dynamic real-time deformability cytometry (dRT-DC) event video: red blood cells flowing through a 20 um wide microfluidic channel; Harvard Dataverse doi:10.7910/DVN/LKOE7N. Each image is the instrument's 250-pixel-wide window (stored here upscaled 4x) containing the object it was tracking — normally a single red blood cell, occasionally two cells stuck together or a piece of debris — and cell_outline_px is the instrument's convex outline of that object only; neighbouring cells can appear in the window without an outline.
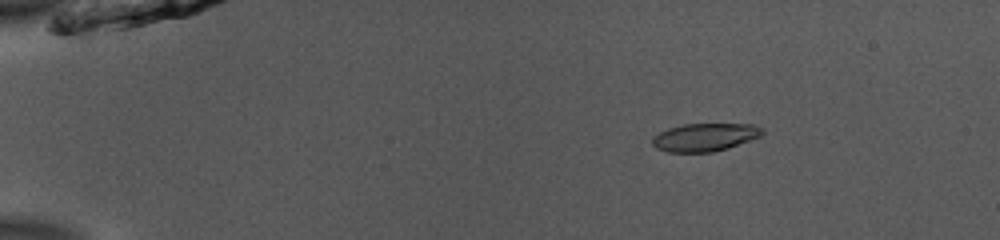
{"species": "common noctule bat (a hibernating species)", "species_latin": "Nyctalus noctula", "temperature_condition": "room temperature", "stored_images_in_passage": 53, "camera_frame_rate_fps": 3000, "um_per_image_px": 0.085, "animal": {"sex": "male", "body_mass_g": 13.0, "forearm_length_mm": 53.1}, "frame": {"image": 1, "passage_image": 9, "time_ms": 2.667, "image_size_px": [1000, 240], "cell_outline_px": [[764, 132], [760, 136], [728, 148], [712, 152], [668, 152], [656, 148], [652, 144], [652, 136], [668, 128], [684, 124], [752, 124], [764, 128]], "centroid_in_image_um": [59.9, 11.66], "position_along_channel_um": 25.1, "area_um2": 17.92}}
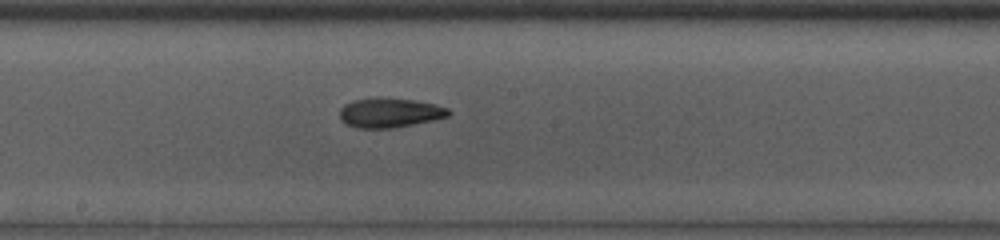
{"frame": {"image": 2, "passage_image": 30, "time_ms": 9.667, "image_size_px": [1000, 240], "cell_outline_px": [[452, 112], [448, 116], [432, 120], [396, 128], [356, 128], [340, 120], [340, 108], [344, 104], [352, 100], [376, 96], [412, 100], [436, 104], [448, 108]], "centroid_in_image_um": [33.1, 9.57], "position_along_channel_um": 215.1, "area_um2": 19.02}}
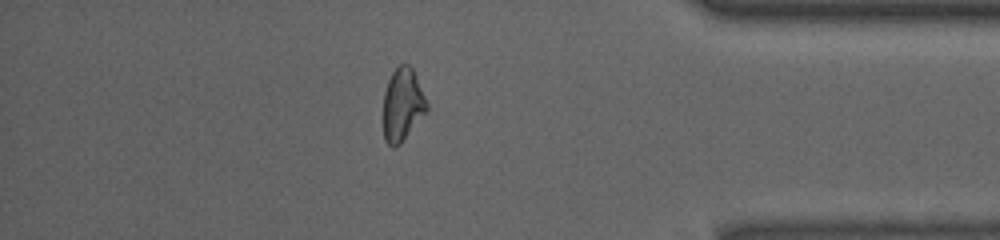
{"frame": {"image": 3, "passage_image": 46, "time_ms": 15.0, "image_size_px": [1000, 240], "cell_outline_px": [[428, 108], [400, 144], [396, 148], [392, 148], [384, 140], [384, 92], [388, 80], [392, 72], [400, 64], [408, 64], [412, 68], [428, 104]], "centroid_in_image_um": [34.19, 8.9], "position_along_channel_um": 401.0, "area_um2": 18.15}, "authors_computed_cell_mechanics": {"area_um2": 18.7272, "velocity_mm_per_s": 3.9231, "shape_relaxation_time_tau1_ms": 7.2373, "shape_relaxation_time_tau2_ms": 3.431, "deformation_change_tau1": 0.1877, "deformation_change_tau2": 0.0832}}